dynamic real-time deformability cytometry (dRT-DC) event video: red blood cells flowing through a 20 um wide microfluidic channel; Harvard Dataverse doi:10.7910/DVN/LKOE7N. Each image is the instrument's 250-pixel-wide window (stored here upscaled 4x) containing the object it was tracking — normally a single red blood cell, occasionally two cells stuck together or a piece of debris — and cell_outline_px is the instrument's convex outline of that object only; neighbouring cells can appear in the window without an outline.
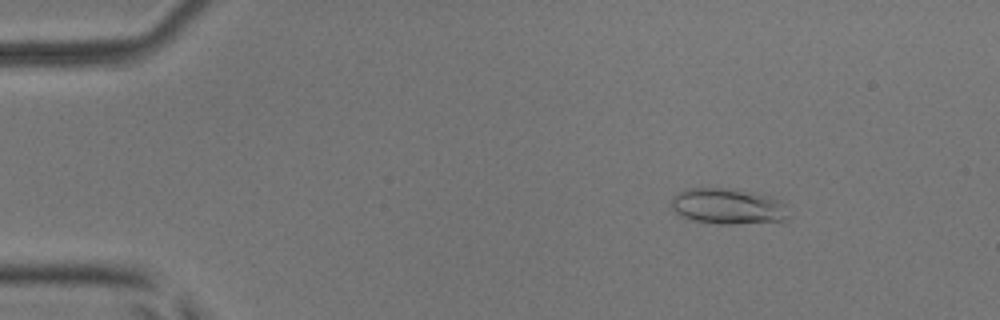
{"species": "common noctule bat (a hibernating species)", "species_latin": "Nyctalus noctula", "temperature_condition": "room temperature", "stored_images_in_passage": 54, "camera_frame_rate_fps": 3000, "um_per_image_px": 0.085, "animal": {"sex": "male", "body_mass_g": 17.9, "forearm_length_mm": 54.2}, "frame": {"image": 1, "passage_image": 8, "time_ms": 2.333, "image_size_px": [1000, 320], "cell_outline_px": [[792, 212], [788, 220], [784, 224], [720, 224], [696, 220], [684, 216], [676, 212], [672, 208], [672, 200], [680, 192], [688, 188], [732, 188], [772, 196], [788, 204]], "centroid_in_image_um": [62.11, 17.57], "position_along_channel_um": 22.9, "area_um2": 25.37}}
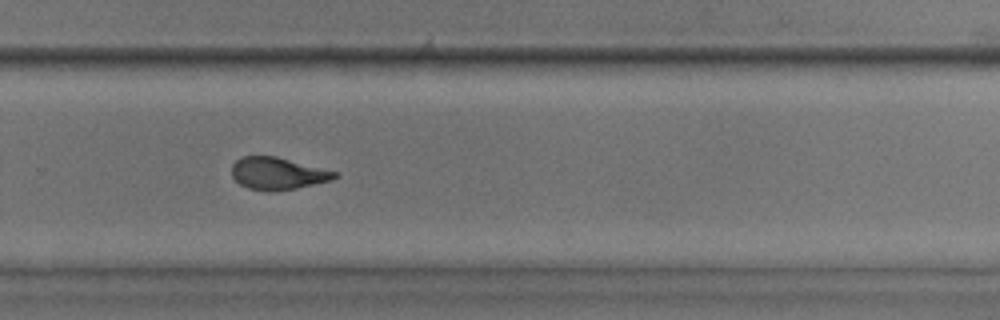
{"frame": {"image": 2, "passage_image": 37, "time_ms": 12.0, "image_size_px": [1000, 320], "cell_outline_px": [[340, 176], [332, 180], [296, 188], [276, 192], [268, 192], [248, 188], [240, 184], [232, 176], [232, 164], [240, 156], [276, 156], [336, 172]], "centroid_in_image_um": [23.58, 14.75], "position_along_channel_um": 306.2, "area_um2": 19.36}}
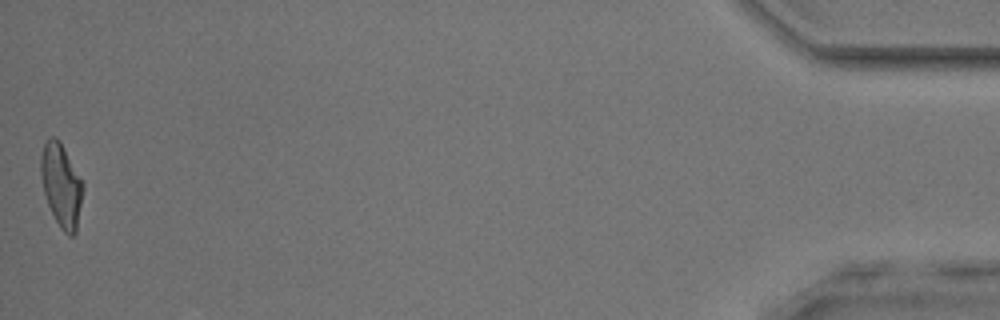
{"frame": {"image": 3, "passage_image": 54, "time_ms": 17.667, "image_size_px": [1000, 320], "cell_outline_px": [[84, 188], [76, 232], [72, 236], [68, 236], [60, 228], [48, 204], [44, 192], [40, 172], [40, 156], [44, 144], [52, 136], [56, 136], [60, 140], [84, 180]], "centroid_in_image_um": [5.24, 15.71], "position_along_channel_um": 430.0, "area_um2": 20.75}, "authors_computed_cell_mechanics": {"area_um2": 20.1433, "velocity_mm_per_s": 3.8381, "shape_relaxation_time_tau1_ms": 6.1774, "shape_relaxation_time_tau2_ms": 1.599, "deformation_change_tau1": 0.1862, "deformation_change_tau2": 0.0958}}